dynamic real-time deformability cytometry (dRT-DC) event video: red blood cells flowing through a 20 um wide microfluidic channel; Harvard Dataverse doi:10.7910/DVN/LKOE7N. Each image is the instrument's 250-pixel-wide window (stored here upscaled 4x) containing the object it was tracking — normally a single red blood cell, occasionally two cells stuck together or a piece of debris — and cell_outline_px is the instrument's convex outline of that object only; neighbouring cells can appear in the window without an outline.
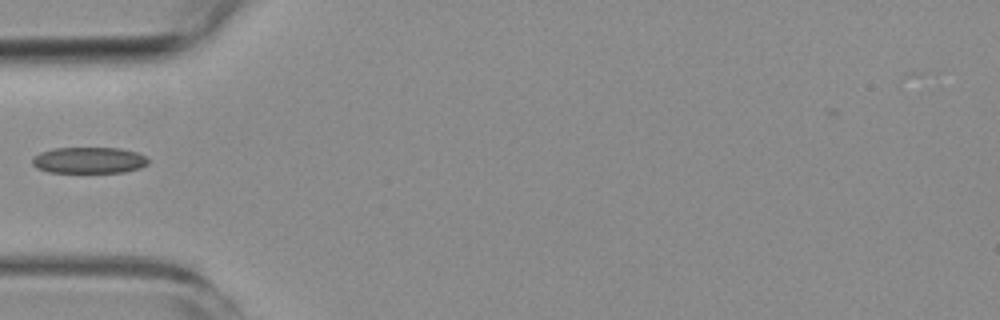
{"species": "common noctule bat (a hibernating species)", "species_latin": "Nyctalus noctula", "temperature_condition": "room temperature", "stored_images_in_passage": 3, "camera_frame_rate_fps": 3000, "um_per_image_px": 0.085, "animal": {"sex": "female", "body_mass_g": 19.3, "forearm_length_mm": 54.1}, "frame": {"image": 1, "passage_image": 2, "time_ms": 1.333, "image_size_px": [1000, 320], "cell_outline_px": [[148, 164], [140, 168], [124, 172], [48, 172], [36, 168], [32, 164], [32, 156], [40, 152], [52, 148], [120, 148], [136, 152], [144, 156], [148, 160]], "centroid_in_image_um": [7.52, 13.62], "position_along_channel_um": 77.5, "area_um2": 17.8}}
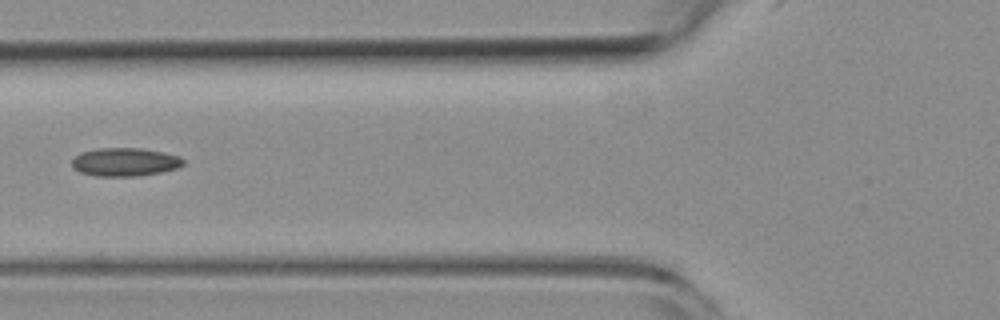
{"frame": {"image": 2, "passage_image": 3, "time_ms": 2.333, "image_size_px": [1000, 320], "cell_outline_px": [[184, 164], [176, 168], [160, 172], [136, 176], [96, 176], [80, 172], [72, 168], [72, 160], [80, 152], [100, 148], [140, 148], [164, 152], [180, 156], [184, 160]], "centroid_in_image_um": [10.61, 13.76], "position_along_channel_um": 115.2, "area_um2": 18.38}}